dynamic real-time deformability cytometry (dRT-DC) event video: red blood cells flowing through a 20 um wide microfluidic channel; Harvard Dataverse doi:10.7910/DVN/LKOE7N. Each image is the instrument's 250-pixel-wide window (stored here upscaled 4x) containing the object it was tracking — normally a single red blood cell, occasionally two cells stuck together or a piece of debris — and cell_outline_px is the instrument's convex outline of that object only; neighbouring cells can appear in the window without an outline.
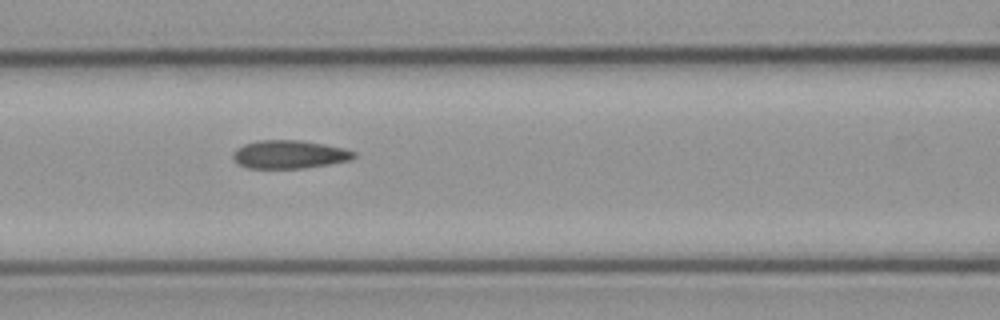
{"species": "common noctule bat (a hibernating species)", "species_latin": "Nyctalus noctula", "temperature_condition": "cold", "stored_images_in_passage": 7, "segment_of_instrument_passage": [1, 2], "camera_frame_rate_fps": 3000, "um_per_image_px": 0.085, "animal": {"sex": "male", "body_mass_g": 23.1, "forearm_length_mm": 52.7}, "frame": {"image": 1, "passage_image": 3, "time_ms": 2.0, "image_size_px": [1000, 320], "cell_outline_px": [[356, 156], [348, 160], [328, 164], [304, 168], [248, 168], [240, 164], [232, 156], [232, 152], [244, 144], [256, 140], [300, 140], [324, 144], [344, 148], [356, 152]], "centroid_in_image_um": [24.59, 13.11], "position_along_channel_um": 142.0, "area_um2": 19.77}}
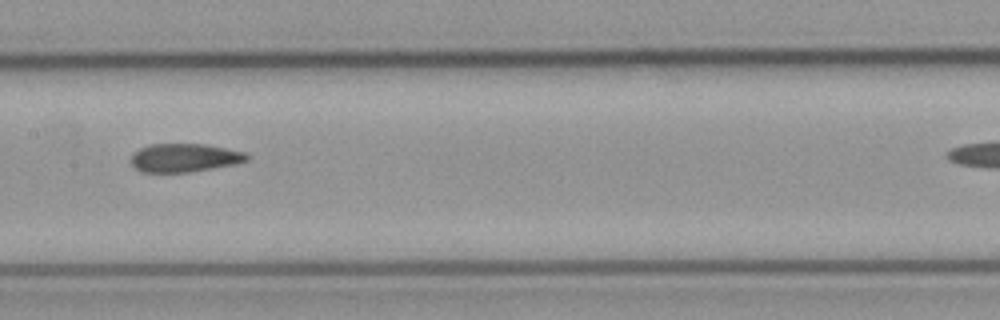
{"frame": {"image": 2, "passage_image": 4, "time_ms": 3.333, "image_size_px": [1000, 320], "cell_outline_px": [[248, 160], [236, 164], [188, 172], [140, 172], [132, 164], [132, 156], [140, 148], [152, 144], [204, 144], [244, 152], [248, 156]], "centroid_in_image_um": [15.68, 13.41], "position_along_channel_um": 191.7, "area_um2": 18.9}}
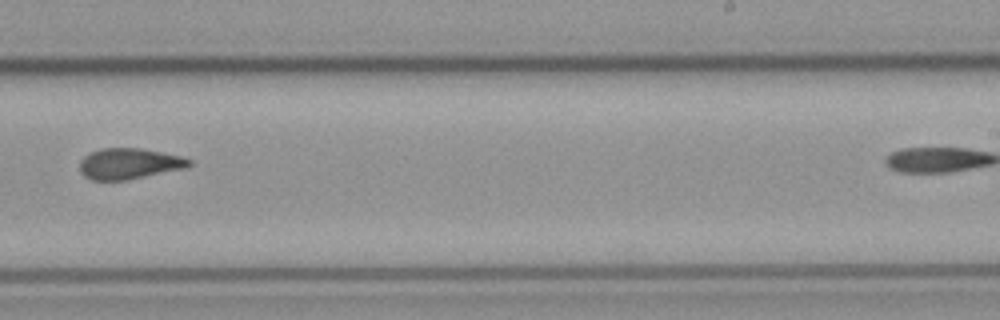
{"frame": {"image": 3, "passage_image": 6, "time_ms": 5.667, "image_size_px": [1000, 320], "cell_outline_px": [[192, 164], [188, 168], [128, 180], [92, 180], [84, 176], [80, 172], [80, 160], [84, 156], [100, 148], [140, 148], [180, 156], [192, 160]], "centroid_in_image_um": [10.99, 13.92], "position_along_channel_um": 278.0, "area_um2": 19.83}}